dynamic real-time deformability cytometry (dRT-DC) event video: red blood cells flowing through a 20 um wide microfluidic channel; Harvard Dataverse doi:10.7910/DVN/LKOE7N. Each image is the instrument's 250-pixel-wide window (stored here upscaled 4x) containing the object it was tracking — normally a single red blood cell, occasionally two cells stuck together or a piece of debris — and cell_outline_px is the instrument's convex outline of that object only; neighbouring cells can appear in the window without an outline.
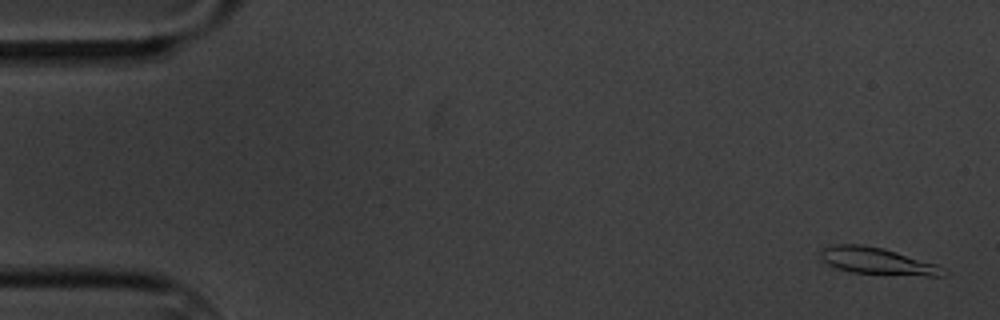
{"species": "common noctule bat (a hibernating species)", "species_latin": "Nyctalus noctula", "temperature_condition": "cold", "stored_images_in_passage": 12, "camera_frame_rate_fps": 3000, "um_per_image_px": 0.085, "animal": {"sex": "male", "body_mass_g": 20.1, "forearm_length_mm": 53.5}, "frame": {"image": 1, "passage_image": 1, "time_ms": 0.0, "image_size_px": [1000, 320], "cell_outline_px": [[952, 272], [948, 276], [924, 276], [852, 272], [836, 268], [820, 260], [820, 248], [836, 244], [860, 244], [884, 248], [936, 264]], "centroid_in_image_um": [74.61, 22.19], "position_along_channel_um": 10.4, "area_um2": 19.48}}
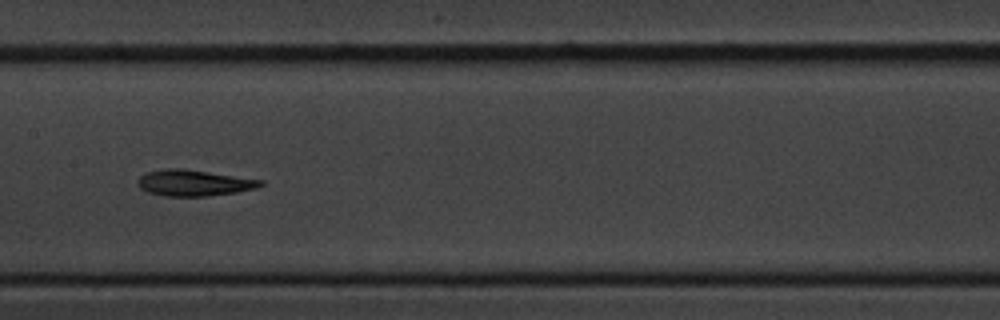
{"frame": {"image": 2, "passage_image": 9, "time_ms": 9.0, "image_size_px": [1000, 320], "cell_outline_px": [[264, 184], [256, 188], [236, 192], [204, 196], [164, 196], [148, 192], [140, 188], [136, 184], [140, 176], [144, 172], [164, 168], [184, 168], [264, 180]], "centroid_in_image_um": [16.45, 15.53], "position_along_channel_um": 191.0, "area_um2": 18.84}}
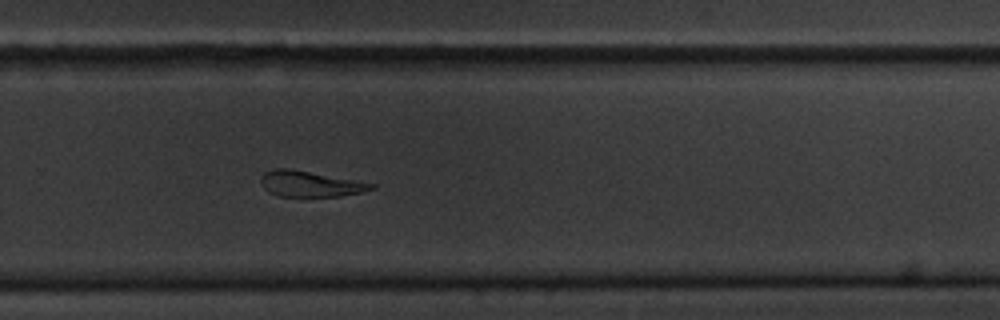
{"frame": {"image": 3, "passage_image": 12, "time_ms": 12.333, "image_size_px": [1000, 320], "cell_outline_px": [[376, 188], [364, 192], [340, 196], [280, 196], [268, 192], [260, 184], [260, 176], [264, 172], [276, 168], [288, 168], [376, 184]], "centroid_in_image_um": [26.34, 15.63], "position_along_channel_um": 303.5, "area_um2": 16.53}}